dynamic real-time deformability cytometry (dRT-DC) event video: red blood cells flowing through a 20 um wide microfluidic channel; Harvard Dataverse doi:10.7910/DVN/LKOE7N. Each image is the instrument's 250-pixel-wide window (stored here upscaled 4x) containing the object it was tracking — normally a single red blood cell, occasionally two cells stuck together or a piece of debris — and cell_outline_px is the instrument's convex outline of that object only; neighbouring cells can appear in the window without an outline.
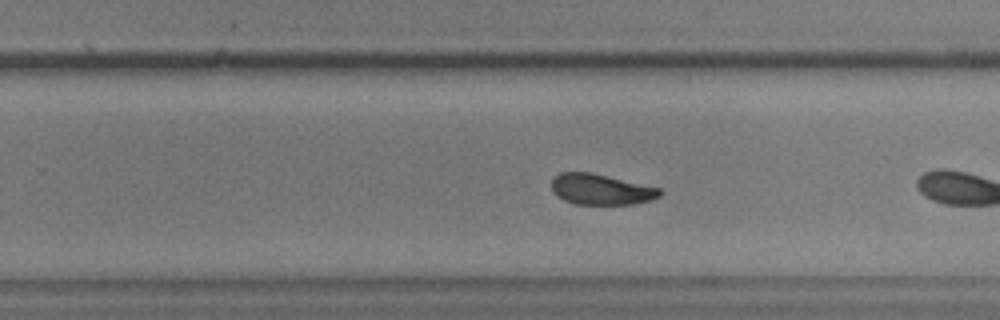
{"species": "common noctule bat (a hibernating species)", "species_latin": "Nyctalus noctula", "temperature_condition": "warm", "stored_images_in_passage": 28, "camera_frame_rate_fps": 3000, "um_per_image_px": 0.085, "animal": {"sex": "male", "body_mass_g": 17.9, "forearm_length_mm": 54.2}, "frame": {"image": 1, "passage_image": 20, "time_ms": 6.333, "image_size_px": [1000, 320], "cell_outline_px": [[664, 192], [660, 196], [652, 200], [636, 204], [576, 204], [564, 200], [556, 196], [552, 192], [552, 180], [560, 172], [592, 172], [660, 188]], "centroid_in_image_um": [51.1, 16.1], "position_along_channel_um": 278.7, "area_um2": 19.54}}